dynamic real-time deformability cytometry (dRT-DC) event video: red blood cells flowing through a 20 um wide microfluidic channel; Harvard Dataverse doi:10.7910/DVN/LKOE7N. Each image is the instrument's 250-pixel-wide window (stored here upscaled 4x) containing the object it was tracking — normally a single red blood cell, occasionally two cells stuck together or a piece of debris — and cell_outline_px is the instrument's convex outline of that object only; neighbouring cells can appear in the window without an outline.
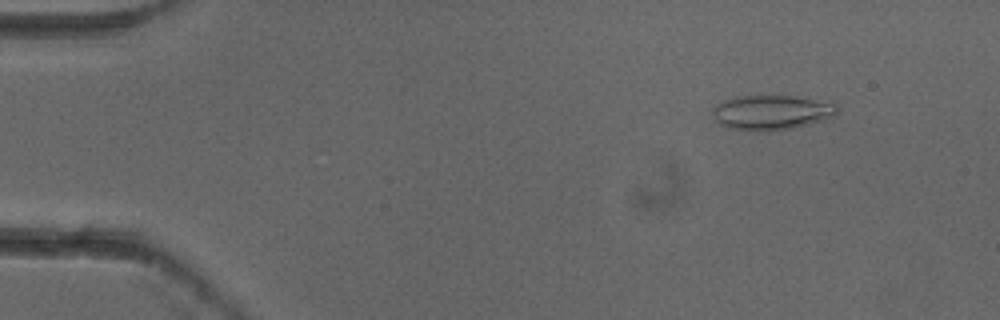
{"species": "common noctule bat (a hibernating species)", "species_latin": "Nyctalus noctula", "temperature_condition": "cold", "stored_images_in_passage": 4, "camera_frame_rate_fps": 3000, "um_per_image_px": 0.085, "animal": {"sex": "female"}, "frame": {"image": 1, "passage_image": 2, "time_ms": 0.333, "image_size_px": [1000, 320], "cell_outline_px": [[840, 108], [836, 116], [824, 120], [792, 128], [768, 132], [756, 132], [728, 128], [720, 124], [712, 116], [712, 108], [716, 104], [732, 96], [792, 96], [836, 104]], "centroid_in_image_um": [65.54, 9.57], "position_along_channel_um": 19.5, "area_um2": 25.55}}